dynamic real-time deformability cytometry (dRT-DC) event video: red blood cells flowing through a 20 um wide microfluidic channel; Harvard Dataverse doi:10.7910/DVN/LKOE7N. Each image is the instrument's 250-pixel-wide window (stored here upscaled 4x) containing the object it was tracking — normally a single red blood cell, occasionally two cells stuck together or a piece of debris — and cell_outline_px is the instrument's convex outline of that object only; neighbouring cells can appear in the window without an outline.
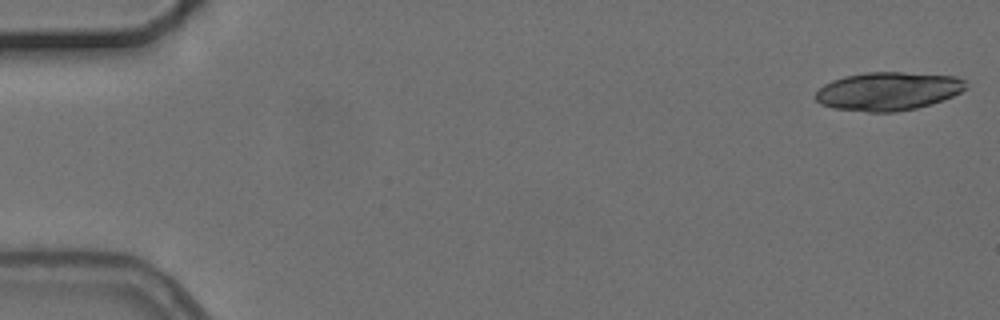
{"species": "common noctule bat (a hibernating species)", "species_latin": "Nyctalus noctula", "temperature_condition": "cold", "stored_images_in_passage": 6, "camera_frame_rate_fps": 3000, "um_per_image_px": 0.085, "animal": {"sex": "female", "body_mass_g": 24.6, "forearm_length_mm": 56.2}, "frame": {"image": 1, "passage_image": 1, "time_ms": 0.0, "image_size_px": [1000, 320], "cell_outline_px": [[968, 88], [952, 96], [916, 108], [896, 112], [868, 112], [832, 108], [820, 104], [812, 96], [824, 84], [832, 80], [844, 76], [868, 72], [900, 72], [956, 76], [964, 80]], "centroid_in_image_um": [75.44, 7.75], "position_along_channel_um": 9.6, "area_um2": 33.64}}
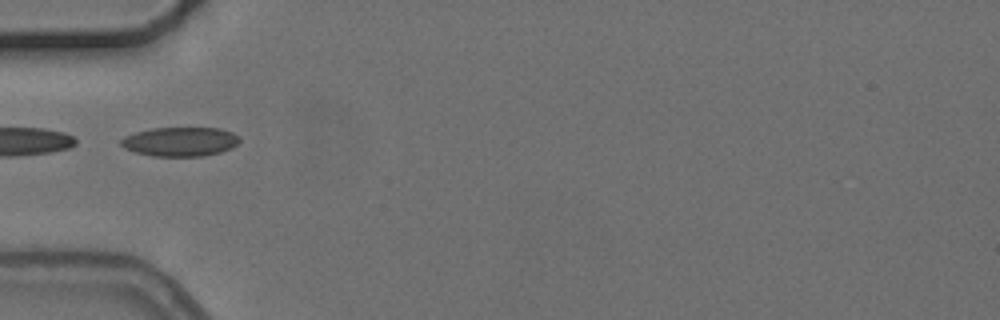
{"frame": {"image": 2, "passage_image": 6, "time_ms": 5.667, "image_size_px": [1000, 320], "cell_outline_px": [[240, 140], [232, 148], [220, 152], [204, 156], [152, 156], [136, 152], [124, 148], [120, 144], [120, 140], [124, 136], [136, 132], [152, 128], [220, 128], [232, 132], [240, 136]], "centroid_in_image_um": [15.32, 12.04], "position_along_channel_um": 69.7, "area_um2": 20.23}}